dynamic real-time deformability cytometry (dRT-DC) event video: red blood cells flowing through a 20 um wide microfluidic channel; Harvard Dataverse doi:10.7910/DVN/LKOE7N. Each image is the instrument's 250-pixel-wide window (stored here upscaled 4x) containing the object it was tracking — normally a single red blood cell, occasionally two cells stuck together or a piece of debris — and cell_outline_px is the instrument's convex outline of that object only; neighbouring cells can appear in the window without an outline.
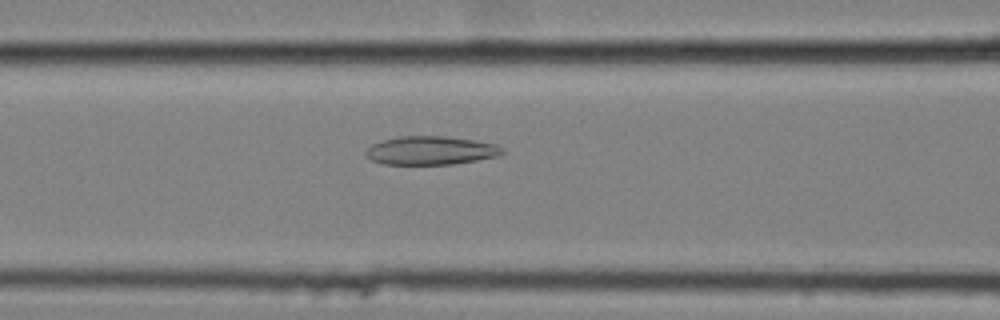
{"species": "common noctule bat (a hibernating species)", "species_latin": "Nyctalus noctula", "temperature_condition": "cold", "stored_images_in_passage": 43, "camera_frame_rate_fps": 3000, "um_per_image_px": 0.085, "animal": {"sex": "female", "body_mass_g": 25.1}, "frame": {"image": 1, "passage_image": 13, "time_ms": 4.0, "image_size_px": [1000, 320], "cell_outline_px": [[508, 152], [500, 156], [452, 164], [384, 164], [372, 160], [364, 156], [364, 152], [372, 144], [384, 140], [400, 136], [444, 136], [476, 140], [496, 144], [504, 148]], "centroid_in_image_um": [36.66, 12.79], "position_along_channel_um": 129.9, "area_um2": 22.89}}
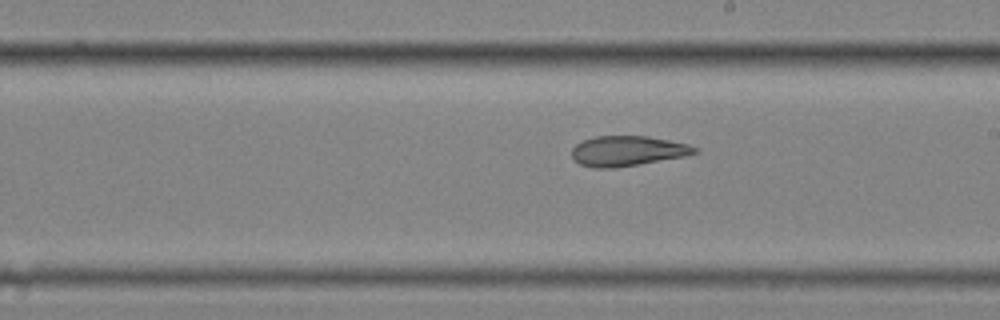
{"frame": {"image": 2, "passage_image": 22, "time_ms": 7.0, "image_size_px": [1000, 320], "cell_outline_px": [[700, 152], [684, 156], [616, 168], [596, 168], [580, 164], [572, 156], [572, 148], [576, 144], [584, 140], [596, 136], [648, 136], [688, 144], [700, 148]], "centroid_in_image_um": [53.37, 12.83], "position_along_channel_um": 235.6, "area_um2": 21.5}}
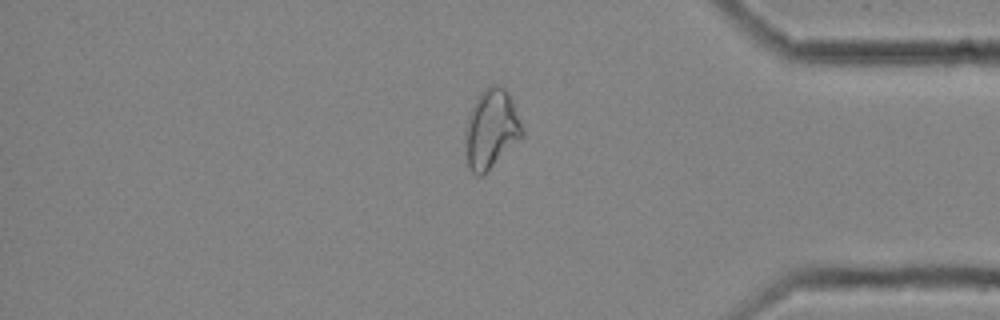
{"frame": {"image": 3, "passage_image": 37, "time_ms": 12.0, "image_size_px": [1000, 320], "cell_outline_px": [[524, 136], [484, 176], [476, 176], [472, 172], [468, 164], [464, 140], [464, 132], [468, 116], [480, 92], [492, 84], [496, 84], [504, 88], [508, 92], [524, 132]], "centroid_in_image_um": [41.74, 11.02], "position_along_channel_um": 393.5, "area_um2": 26.36}}